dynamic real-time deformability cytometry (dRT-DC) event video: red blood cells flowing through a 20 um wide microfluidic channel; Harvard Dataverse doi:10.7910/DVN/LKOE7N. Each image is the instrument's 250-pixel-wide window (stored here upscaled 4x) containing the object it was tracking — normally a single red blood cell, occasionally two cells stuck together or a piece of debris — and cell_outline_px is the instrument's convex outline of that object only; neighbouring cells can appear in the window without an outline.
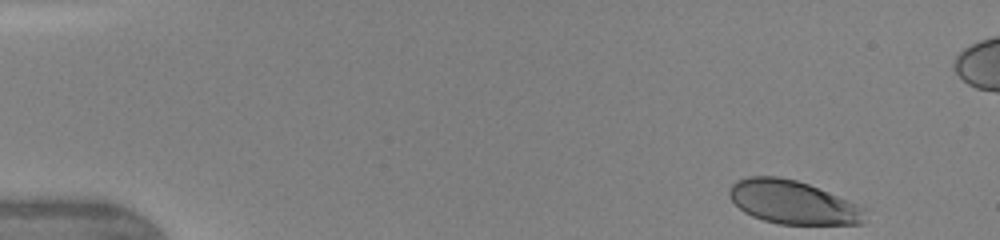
{"species": "human", "species_latin": "Homo sapiens", "temperature_condition": "warm", "stored_images_in_passage": 54, "camera_frame_rate_fps": 3000, "um_per_image_px": 0.085, "donor": {"sex": "female"}, "frame": {"image": 1, "passage_image": 1, "time_ms": 0.0, "image_size_px": [1000, 240], "cell_outline_px": [[864, 224], [780, 224], [764, 220], [752, 216], [744, 212], [732, 200], [728, 192], [728, 188], [736, 180], [748, 176], [776, 176], [796, 180], [808, 184], [856, 204], [864, 208]], "centroid_in_image_um": [67.34, 17.19], "position_along_channel_um": 17.7, "area_um2": 34.04}, "authors_computed_cell_mechanics": {"area_um2": 38.4948, "velocity_mm_per_s": 4.2677, "shape_relaxation_time_tau1_ms": 2.2208, "shape_relaxation_time_tau2_ms": null, "deformation_change_tau1": 0.1469, "deformation_change_tau2": null}}